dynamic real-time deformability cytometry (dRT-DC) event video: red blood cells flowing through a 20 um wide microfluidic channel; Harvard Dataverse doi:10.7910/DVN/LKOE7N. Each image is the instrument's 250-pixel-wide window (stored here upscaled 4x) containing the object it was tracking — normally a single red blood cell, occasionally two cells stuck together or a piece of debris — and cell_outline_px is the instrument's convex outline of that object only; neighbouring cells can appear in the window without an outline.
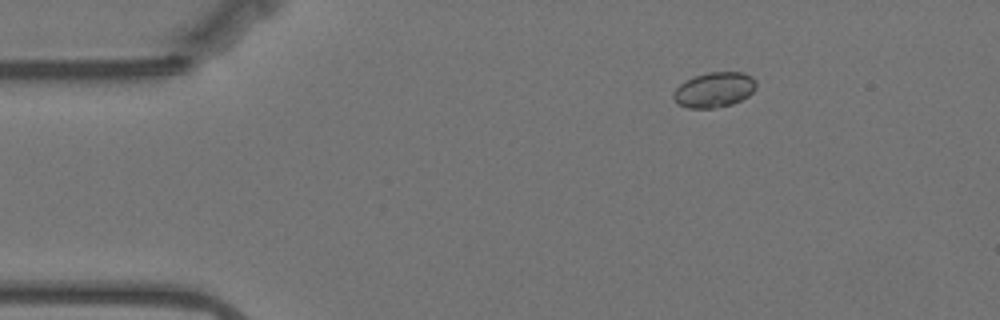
{"species": "Egyptian fruit bat (a non-hibernating species)", "species_latin": "Rousettus aegyptiacus", "temperature_condition": "warm", "stored_images_in_passage": 50, "camera_frame_rate_fps": 3000, "um_per_image_px": 0.085, "animal": {"sex": "female"}, "frame": {"image": 1, "passage_image": 1, "time_ms": 0.0, "image_size_px": [1000, 320], "cell_outline_px": [[756, 88], [748, 96], [732, 104], [712, 108], [688, 108], [676, 104], [672, 96], [676, 88], [680, 84], [696, 76], [708, 72], [744, 72], [752, 76], [756, 80]], "centroid_in_image_um": [60.72, 7.63], "position_along_channel_um": 24.3, "area_um2": 16.94}}
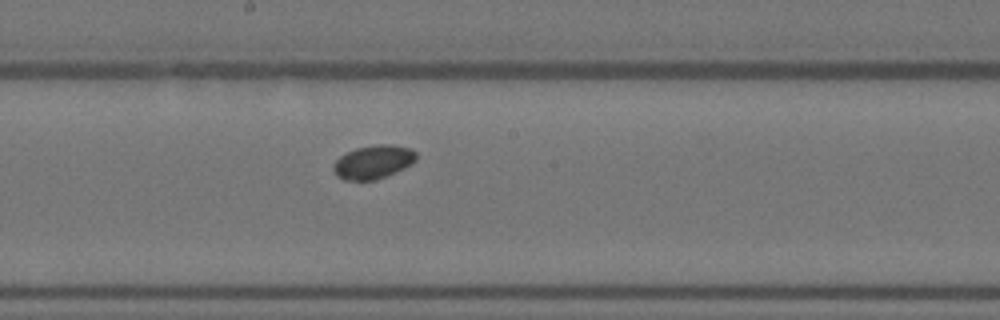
{"frame": {"image": 2, "passage_image": 23, "time_ms": 7.333, "image_size_px": [1000, 320], "cell_outline_px": [[416, 160], [412, 164], [404, 168], [376, 180], [344, 180], [336, 176], [332, 172], [332, 168], [336, 160], [340, 156], [356, 148], [376, 144], [392, 144], [412, 148], [416, 152]], "centroid_in_image_um": [31.73, 13.76], "position_along_channel_um": 216.5, "area_um2": 16.36}}
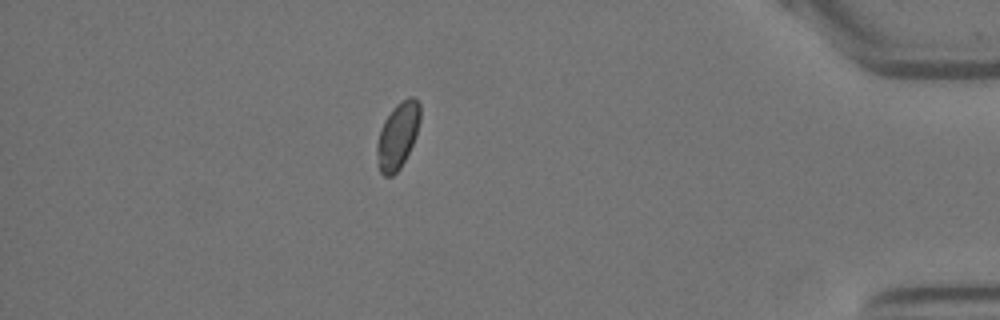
{"frame": {"image": 3, "passage_image": 43, "time_ms": 14.0, "image_size_px": [1000, 320], "cell_outline_px": [[420, 120], [416, 136], [400, 168], [392, 176], [384, 176], [380, 172], [376, 152], [376, 144], [380, 128], [384, 120], [392, 108], [396, 104], [408, 96], [412, 96], [420, 104]], "centroid_in_image_um": [33.79, 11.5], "position_along_channel_um": 401.4, "area_um2": 16.7}}